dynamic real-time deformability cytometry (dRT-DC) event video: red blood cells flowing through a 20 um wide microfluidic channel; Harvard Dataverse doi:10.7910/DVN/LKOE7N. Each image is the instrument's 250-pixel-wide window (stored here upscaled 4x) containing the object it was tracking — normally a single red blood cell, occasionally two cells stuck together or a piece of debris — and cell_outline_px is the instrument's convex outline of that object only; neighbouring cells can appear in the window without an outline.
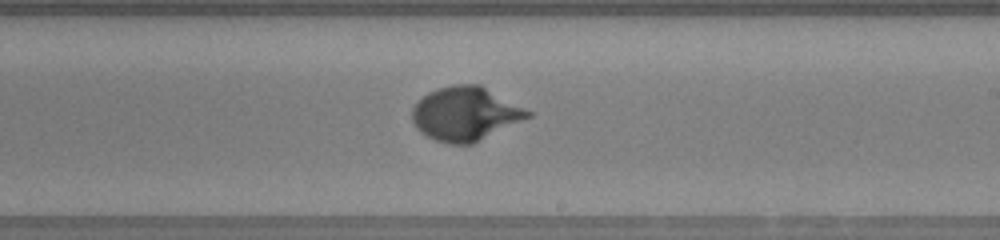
{"species": "human", "species_latin": "Homo sapiens", "temperature_condition": "warm", "stored_images_in_passage": 49, "camera_frame_rate_fps": 3000, "um_per_image_px": 0.085, "donor": {"sex": "female"}, "frame": {"image": 1, "passage_image": 28, "time_ms": 9.0, "image_size_px": [1000, 240], "cell_outline_px": [[532, 116], [472, 144], [448, 144], [436, 140], [420, 132], [416, 128], [412, 120], [412, 108], [428, 92], [436, 88], [456, 84], [480, 84], [532, 112]], "centroid_in_image_um": [39.55, 9.67], "position_along_channel_um": 249.5, "area_um2": 36.13}}
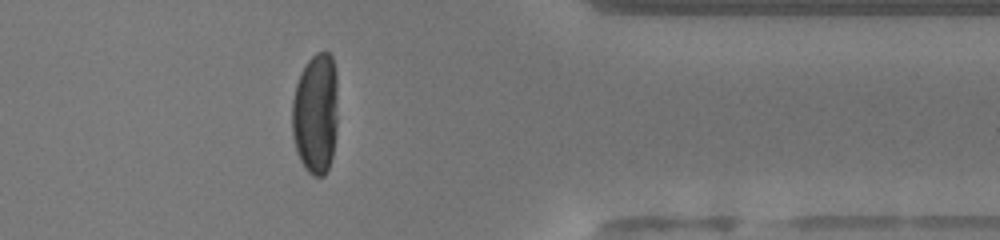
{"frame": {"image": 2, "passage_image": 39, "time_ms": 12.667, "image_size_px": [1000, 240], "cell_outline_px": [[336, 132], [332, 156], [328, 168], [324, 176], [312, 176], [304, 168], [296, 152], [292, 136], [292, 100], [296, 84], [300, 72], [308, 60], [316, 52], [328, 52], [332, 56], [336, 72]], "centroid_in_image_um": [26.8, 9.66], "position_along_channel_um": 384.6, "area_um2": 32.54}}
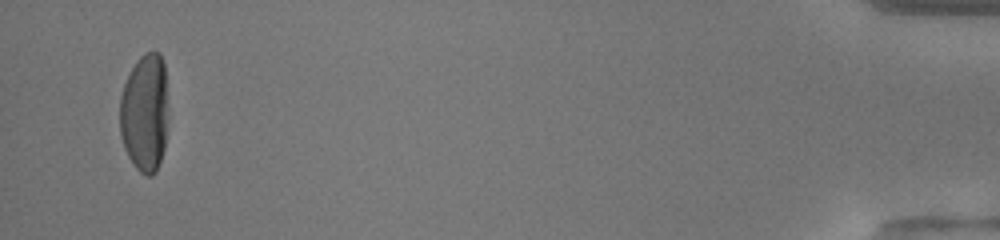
{"frame": {"image": 3, "passage_image": 47, "time_ms": 15.333, "image_size_px": [1000, 240], "cell_outline_px": [[168, 120], [164, 148], [156, 172], [152, 176], [148, 176], [140, 172], [132, 164], [124, 148], [120, 136], [120, 96], [124, 84], [136, 60], [144, 52], [160, 52], [164, 64], [168, 108]], "centroid_in_image_um": [12.31, 9.6], "position_along_channel_um": 422.9, "area_um2": 33.87}, "authors_computed_cell_mechanics": {"area_um2": 33.4662, "velocity_mm_per_s": 4.181, "shape_relaxation_time_tau1_ms": 2.9975, "shape_relaxation_time_tau2_ms": null, "deformation_change_tau1": 0.2166, "deformation_change_tau2": null}}